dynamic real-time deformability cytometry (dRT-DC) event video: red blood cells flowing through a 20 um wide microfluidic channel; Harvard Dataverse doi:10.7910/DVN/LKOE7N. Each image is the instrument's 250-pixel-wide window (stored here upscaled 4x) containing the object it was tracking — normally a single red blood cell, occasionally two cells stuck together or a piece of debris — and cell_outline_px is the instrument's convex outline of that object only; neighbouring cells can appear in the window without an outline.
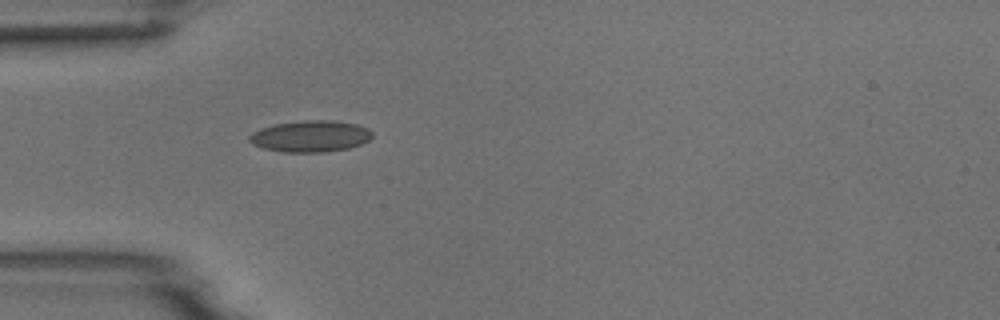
{"species": "common noctule bat (a hibernating species)", "species_latin": "Nyctalus noctula", "temperature_condition": "room temperature", "stored_images_in_passage": 1, "camera_frame_rate_fps": 3000, "um_per_image_px": 0.085, "animal": {"sex": "male", "body_mass_g": 18.8}, "frame": {"image": 1, "passage_image": 1, "time_ms": 0.0, "image_size_px": [1000, 320], "cell_outline_px": [[372, 136], [368, 140], [360, 144], [348, 148], [324, 152], [284, 152], [264, 148], [252, 144], [248, 140], [248, 136], [252, 132], [260, 128], [276, 124], [304, 120], [332, 120], [356, 124], [368, 128], [372, 132]], "centroid_in_image_um": [26.37, 11.57], "position_along_channel_um": 58.6, "area_um2": 22.48}}